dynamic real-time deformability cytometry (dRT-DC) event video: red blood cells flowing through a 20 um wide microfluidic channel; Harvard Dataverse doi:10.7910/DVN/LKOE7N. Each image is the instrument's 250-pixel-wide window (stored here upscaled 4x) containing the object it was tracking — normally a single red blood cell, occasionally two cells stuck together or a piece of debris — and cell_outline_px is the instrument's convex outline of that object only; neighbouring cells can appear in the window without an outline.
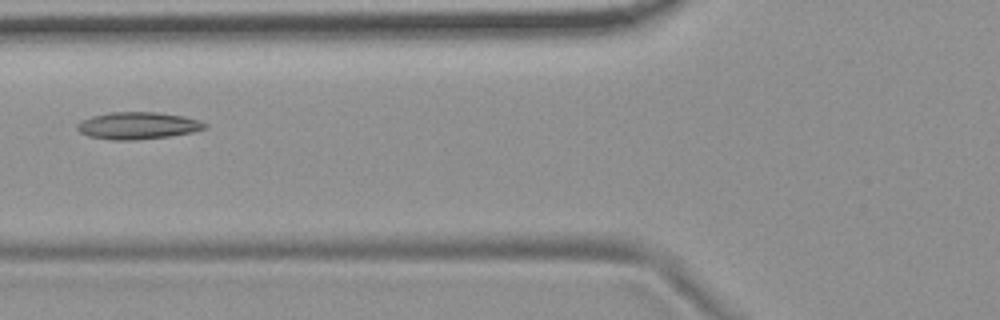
{"species": "common noctule bat (a hibernating species)", "species_latin": "Nyctalus noctula", "temperature_condition": "room temperature", "stored_images_in_passage": 9, "camera_frame_rate_fps": 3000, "um_per_image_px": 0.085, "animal": {"sex": "female", "body_mass_g": 19.9}, "frame": {"image": 1, "passage_image": 6, "time_ms": 6.0, "image_size_px": [1000, 320], "cell_outline_px": [[208, 128], [192, 132], [168, 136], [132, 140], [112, 140], [88, 136], [80, 132], [76, 128], [76, 124], [80, 120], [92, 116], [108, 112], [156, 112], [184, 116], [200, 120], [208, 124]], "centroid_in_image_um": [11.7, 10.67], "position_along_channel_um": 114.1, "area_um2": 20.29}}
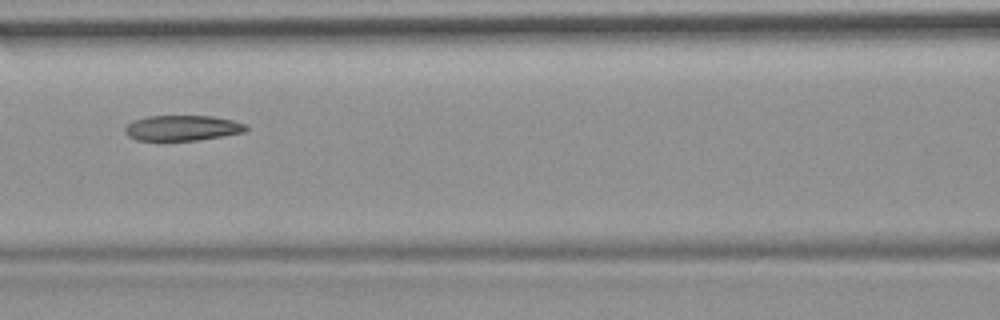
{"frame": {"image": 2, "passage_image": 7, "time_ms": 7.0, "image_size_px": [1000, 320], "cell_outline_px": [[248, 128], [244, 132], [196, 140], [136, 140], [128, 136], [124, 132], [124, 128], [132, 120], [148, 116], [212, 116], [232, 120], [248, 124]], "centroid_in_image_um": [15.48, 10.87], "position_along_channel_um": 151.1, "area_um2": 17.86}}
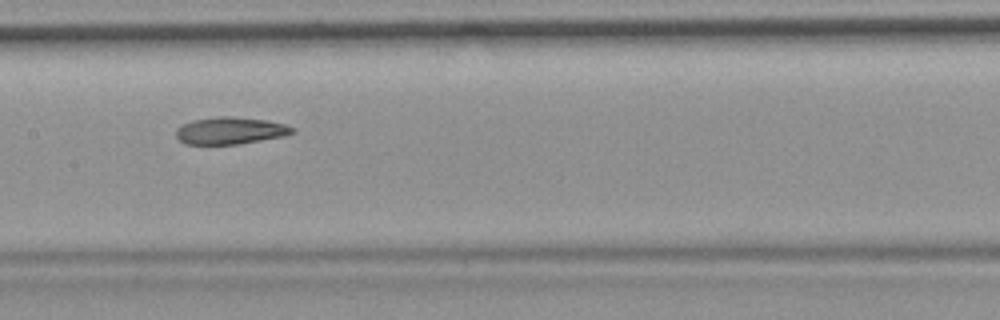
{"frame": {"image": 3, "passage_image": 8, "time_ms": 8.0, "image_size_px": [1000, 320], "cell_outline_px": [[296, 132], [284, 136], [236, 144], [184, 144], [176, 136], [176, 128], [180, 124], [192, 120], [216, 116], [232, 116], [268, 120], [284, 124], [296, 128]], "centroid_in_image_um": [19.56, 11.09], "position_along_channel_um": 187.8, "area_um2": 18.55}}